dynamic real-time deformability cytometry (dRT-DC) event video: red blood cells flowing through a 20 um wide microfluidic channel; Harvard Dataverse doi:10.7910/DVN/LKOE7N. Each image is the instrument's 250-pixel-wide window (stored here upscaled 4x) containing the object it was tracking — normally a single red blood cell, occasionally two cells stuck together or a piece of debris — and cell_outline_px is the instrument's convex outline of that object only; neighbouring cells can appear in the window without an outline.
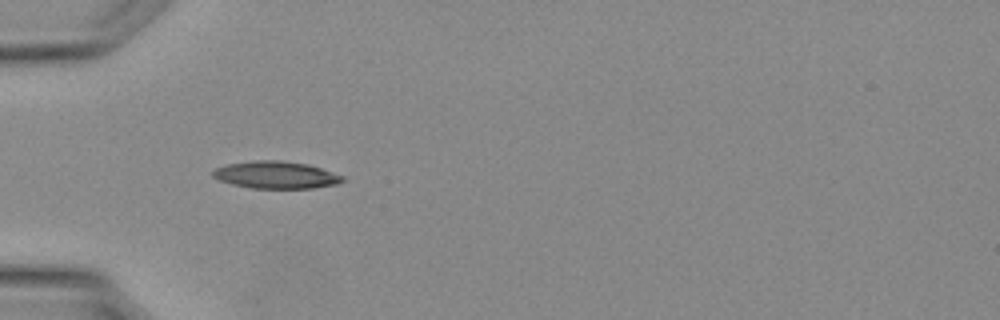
{"species": "Egyptian fruit bat (a non-hibernating species)", "species_latin": "Rousettus aegyptiacus", "temperature_condition": "warm", "stored_images_in_passage": 32, "camera_frame_rate_fps": 3000, "um_per_image_px": 0.085, "animal": {"sex": "female"}, "frame": {"image": 1, "passage_image": 10, "time_ms": 3.0, "image_size_px": [1000, 320], "cell_outline_px": [[344, 180], [336, 184], [312, 188], [252, 188], [232, 184], [220, 180], [212, 176], [212, 172], [216, 168], [228, 164], [256, 160], [280, 160], [308, 164], [344, 176]], "centroid_in_image_um": [23.45, 14.86], "position_along_channel_um": 61.5, "area_um2": 20.4}}
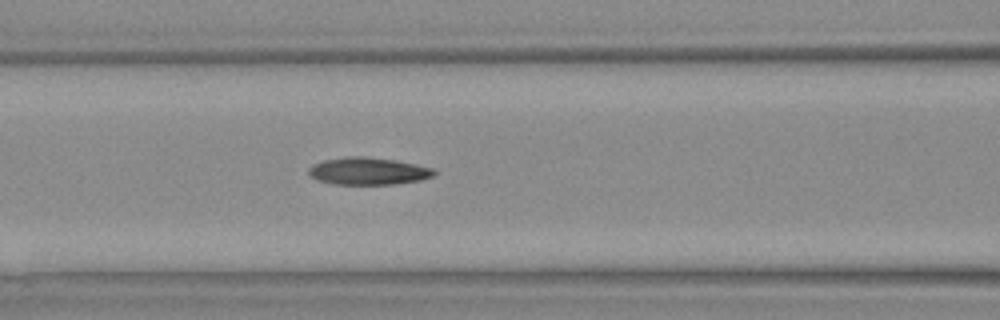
{"frame": {"image": 2, "passage_image": 14, "time_ms": 4.333, "image_size_px": [1000, 320], "cell_outline_px": [[436, 176], [420, 180], [396, 184], [332, 184], [316, 180], [308, 176], [308, 168], [312, 164], [324, 160], [352, 156], [360, 156], [392, 160], [416, 164], [432, 168], [436, 172]], "centroid_in_image_um": [31.27, 14.56], "position_along_channel_um": 135.3, "area_um2": 20.0}}